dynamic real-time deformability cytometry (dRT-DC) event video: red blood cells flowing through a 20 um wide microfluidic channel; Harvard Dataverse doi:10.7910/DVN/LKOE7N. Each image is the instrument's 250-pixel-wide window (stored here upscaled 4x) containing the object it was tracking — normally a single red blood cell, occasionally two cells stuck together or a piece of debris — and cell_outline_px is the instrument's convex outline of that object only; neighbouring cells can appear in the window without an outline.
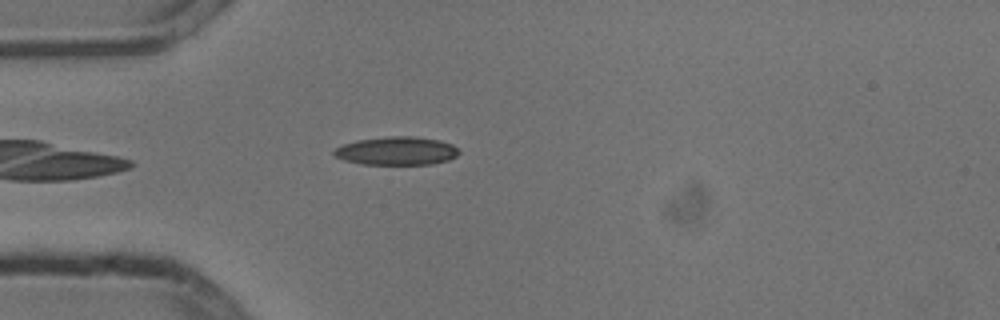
{"species": "common noctule bat (a hibernating species)", "species_latin": "Nyctalus noctula", "temperature_condition": "cold", "stored_images_in_passage": 29, "camera_frame_rate_fps": 3000, "um_per_image_px": 0.085, "animal": {"sex": "male", "body_mass_g": 13.3}, "frame": {"image": 1, "passage_image": 2, "time_ms": 0.333, "image_size_px": [1000, 320], "cell_outline_px": [[460, 152], [456, 156], [448, 160], [432, 164], [360, 164], [344, 160], [336, 156], [332, 152], [336, 148], [344, 144], [356, 140], [392, 136], [416, 136], [440, 140], [452, 144]], "centroid_in_image_um": [33.72, 12.82], "position_along_channel_um": 51.3, "area_um2": 20.58}}
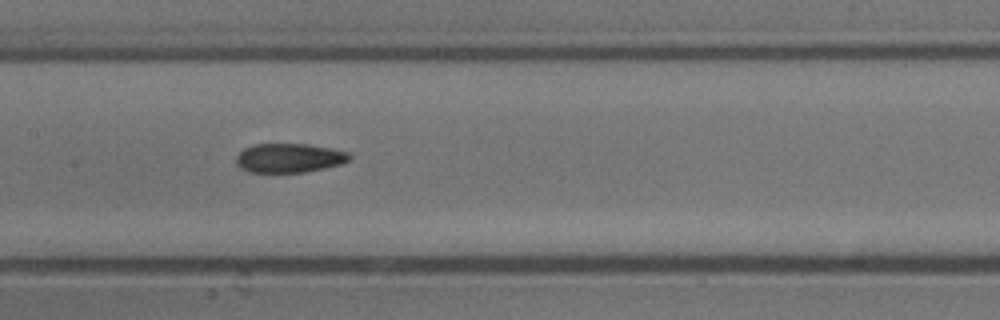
{"frame": {"image": 2, "passage_image": 13, "time_ms": 4.0, "image_size_px": [1000, 320], "cell_outline_px": [[352, 156], [348, 160], [340, 164], [324, 168], [304, 172], [248, 172], [240, 168], [236, 164], [236, 156], [244, 148], [252, 144], [308, 144], [332, 148], [348, 152]], "centroid_in_image_um": [24.56, 13.42], "position_along_channel_um": 182.8, "area_um2": 19.31}}
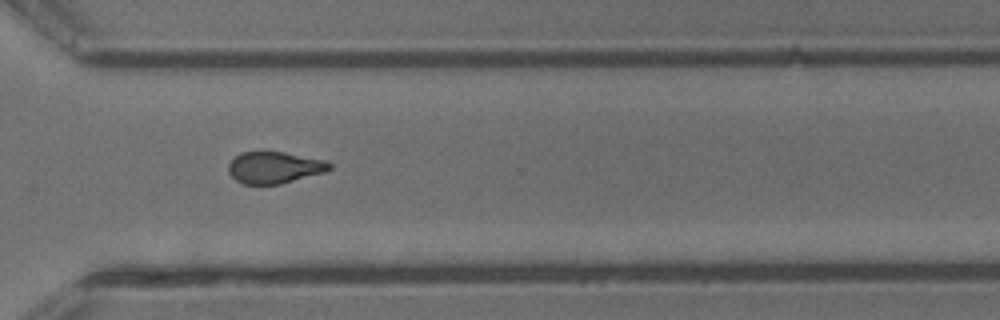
{"frame": {"image": 3, "passage_image": 26, "time_ms": 8.333, "image_size_px": [1000, 320], "cell_outline_px": [[332, 168], [324, 172], [280, 184], [244, 184], [236, 180], [228, 172], [228, 164], [240, 152], [284, 152], [324, 160], [332, 164]], "centroid_in_image_um": [23.31, 14.24], "position_along_channel_um": 347.3, "area_um2": 18.5}, "authors_computed_cell_mechanics": {"area_um2": 19.8832, "velocity_mm_per_s": 3.8112, "shape_relaxation_time_tau1_ms": 6.6503, "shape_relaxation_time_tau2_ms": 2.807, "deformation_change_tau1": 0.1654, "deformation_change_tau2": 0.093}}